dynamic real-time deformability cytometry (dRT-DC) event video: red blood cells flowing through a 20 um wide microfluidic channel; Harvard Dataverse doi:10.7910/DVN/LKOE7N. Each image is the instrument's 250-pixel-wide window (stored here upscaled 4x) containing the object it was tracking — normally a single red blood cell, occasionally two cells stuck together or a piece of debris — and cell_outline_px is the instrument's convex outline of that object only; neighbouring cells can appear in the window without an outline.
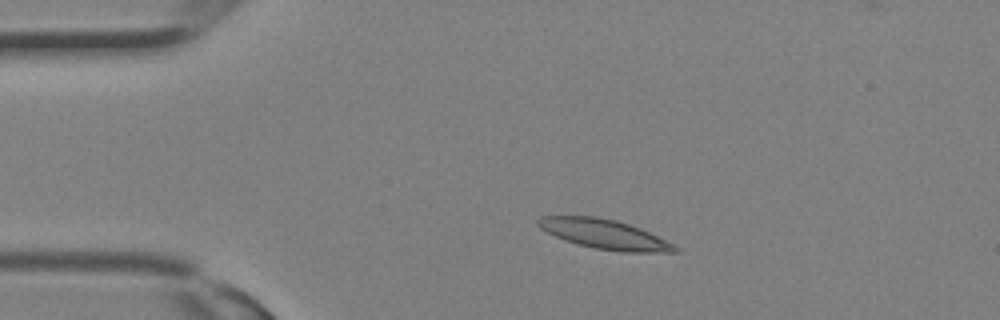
{"species": "Egyptian fruit bat (a non-hibernating species)", "species_latin": "Rousettus aegyptiacus", "temperature_condition": "room temperature", "stored_images_in_passage": 6, "camera_frame_rate_fps": 3000, "um_per_image_px": 0.085, "animal": {"sex": "female"}, "frame": {"image": 1, "passage_image": 1, "time_ms": 0.0, "image_size_px": [1000, 320], "cell_outline_px": [[680, 252], [620, 252], [596, 248], [564, 240], [540, 228], [536, 224], [536, 220], [540, 216], [596, 216], [616, 220], [640, 228], [680, 248]], "centroid_in_image_um": [51.36, 19.9], "position_along_channel_um": 33.6, "area_um2": 23.29}}
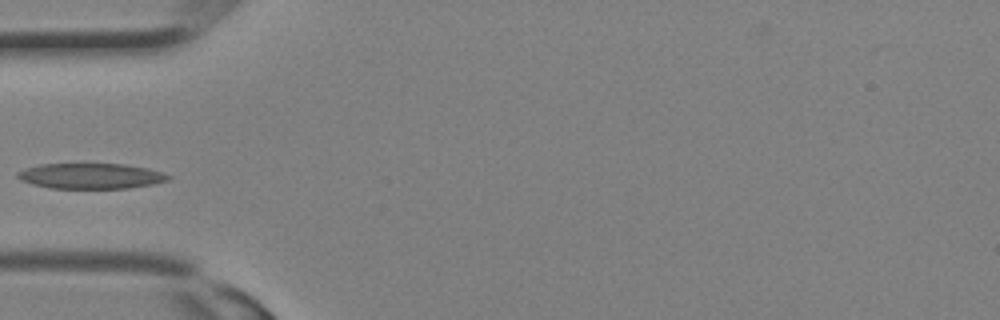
{"frame": {"image": 2, "passage_image": 5, "time_ms": 1.333, "image_size_px": [1000, 320], "cell_outline_px": [[172, 176], [168, 180], [152, 184], [128, 188], [48, 188], [32, 184], [20, 180], [16, 176], [16, 172], [24, 168], [40, 164], [124, 164], [148, 168], [164, 172]], "centroid_in_image_um": [7.7, 14.95], "position_along_channel_um": 77.3, "area_um2": 22.48}}